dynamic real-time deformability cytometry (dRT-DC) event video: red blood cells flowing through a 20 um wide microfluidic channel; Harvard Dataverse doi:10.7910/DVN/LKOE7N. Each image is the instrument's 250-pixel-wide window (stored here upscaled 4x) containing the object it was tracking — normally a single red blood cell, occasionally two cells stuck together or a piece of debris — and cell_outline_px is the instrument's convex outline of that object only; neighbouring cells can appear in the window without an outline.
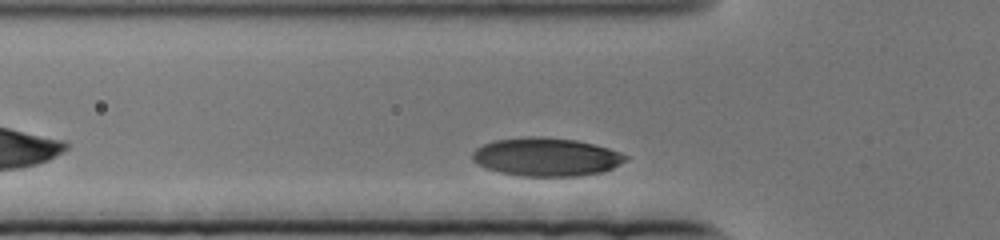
{"species": "human", "species_latin": "Homo sapiens", "temperature_condition": "cold", "stored_images_in_passage": 44, "camera_frame_rate_fps": 3000, "um_per_image_px": 0.085, "donor": {"sex": "female"}, "frame": {"image": 1, "passage_image": 5, "time_ms": 1.333, "image_size_px": [1000, 240], "cell_outline_px": [[628, 160], [612, 168], [600, 172], [580, 176], [520, 176], [500, 172], [488, 168], [472, 160], [472, 152], [476, 148], [484, 144], [496, 140], [528, 136], [540, 136], [576, 140], [608, 148], [620, 152], [628, 156]], "centroid_in_image_um": [46.45, 13.34], "position_along_channel_um": 79.4, "area_um2": 34.1}}
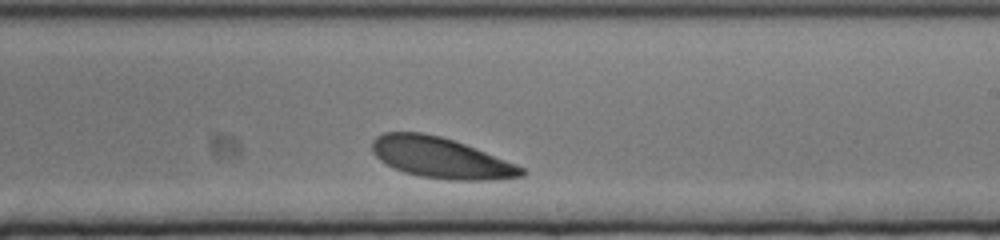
{"frame": {"image": 2, "passage_image": 28, "time_ms": 9.0, "image_size_px": [1000, 240], "cell_outline_px": [[528, 172], [524, 176], [496, 180], [448, 180], [420, 176], [404, 172], [380, 160], [372, 152], [372, 140], [376, 136], [384, 132], [420, 132], [440, 136], [464, 144], [516, 164], [524, 168]], "centroid_in_image_um": [37.48, 13.42], "position_along_channel_um": 251.5, "area_um2": 35.32}}
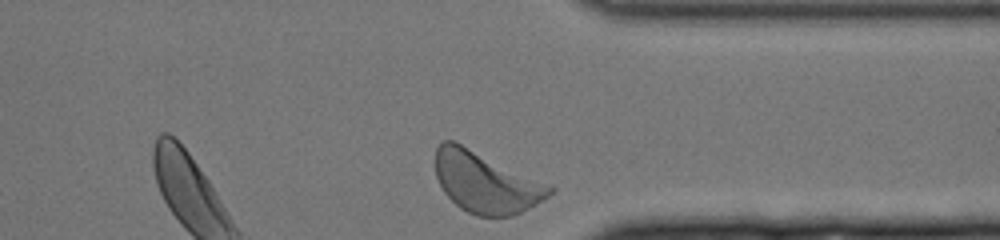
{"frame": {"image": 3, "passage_image": 44, "time_ms": 14.333, "image_size_px": [1000, 240], "cell_outline_px": [[556, 192], [536, 204], [512, 216], [476, 216], [460, 208], [444, 192], [436, 176], [436, 148], [444, 140], [452, 140], [556, 188]], "centroid_in_image_um": [41.29, 15.52], "position_along_channel_um": 370.1, "area_um2": 39.82}}